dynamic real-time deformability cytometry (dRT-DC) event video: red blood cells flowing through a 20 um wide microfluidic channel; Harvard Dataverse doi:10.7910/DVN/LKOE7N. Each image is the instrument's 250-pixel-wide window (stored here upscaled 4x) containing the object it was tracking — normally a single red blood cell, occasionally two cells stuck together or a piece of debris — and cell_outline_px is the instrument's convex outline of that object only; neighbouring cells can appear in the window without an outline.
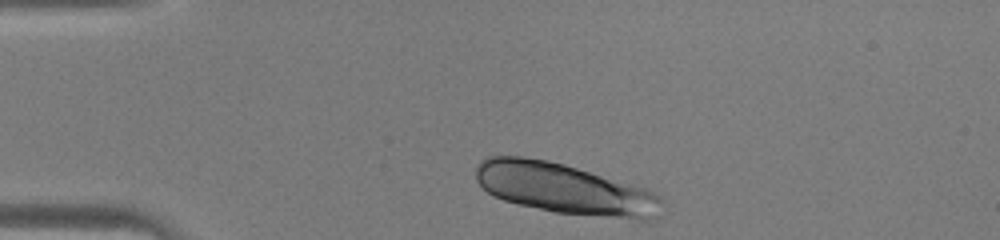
{"species": "human", "species_latin": "Homo sapiens", "temperature_condition": "warm", "stored_images_in_passage": 30, "camera_frame_rate_fps": 3000, "um_per_image_px": 0.085, "donor": {"sex": "male"}, "frame": {"image": 1, "passage_image": 1, "time_ms": 0.0, "image_size_px": [1000, 240], "cell_outline_px": [[664, 200], [652, 216], [648, 220], [636, 220], [556, 212], [520, 204], [504, 200], [488, 192], [476, 180], [476, 168], [480, 160], [488, 156], [524, 156], [548, 160], [564, 164], [648, 188], [660, 196]], "centroid_in_image_um": [47.99, 16.02], "position_along_channel_um": 37.0, "area_um2": 54.74}}
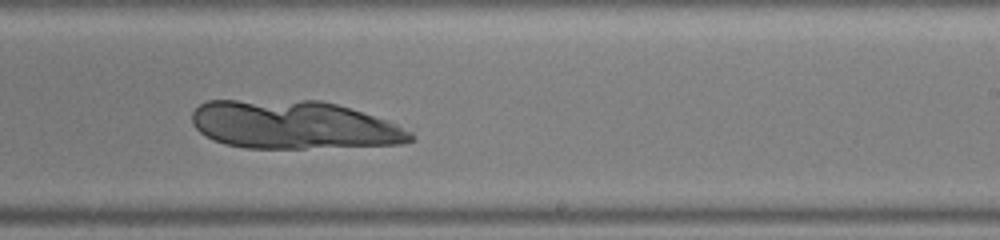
{"frame": {"image": 2, "passage_image": 19, "time_ms": 6.0, "image_size_px": [1000, 240], "cell_outline_px": [[416, 140], [400, 144], [304, 148], [244, 148], [224, 144], [212, 140], [200, 132], [192, 124], [192, 112], [200, 104], [208, 100], [320, 100], [336, 104], [388, 120], [412, 132], [416, 136]], "centroid_in_image_um": [24.95, 10.61], "position_along_channel_um": 264.0, "area_um2": 61.79}}
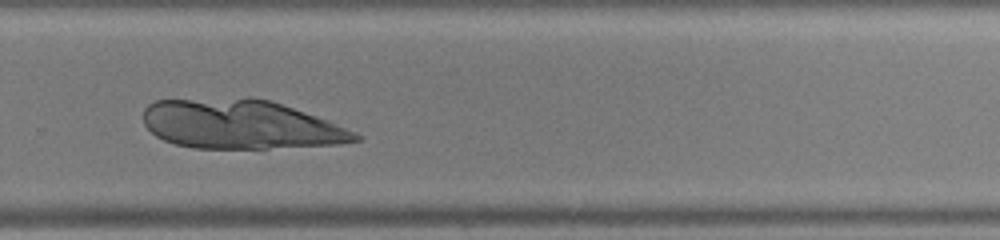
{"frame": {"image": 3, "passage_image": 22, "time_ms": 7.0, "image_size_px": [1000, 240], "cell_outline_px": [[364, 136], [360, 140], [340, 144], [268, 148], [196, 148], [176, 144], [164, 140], [156, 136], [144, 124], [144, 108], [148, 104], [156, 100], [268, 100], [328, 120]], "centroid_in_image_um": [20.47, 10.62], "position_along_channel_um": 309.3, "area_um2": 59.25}}